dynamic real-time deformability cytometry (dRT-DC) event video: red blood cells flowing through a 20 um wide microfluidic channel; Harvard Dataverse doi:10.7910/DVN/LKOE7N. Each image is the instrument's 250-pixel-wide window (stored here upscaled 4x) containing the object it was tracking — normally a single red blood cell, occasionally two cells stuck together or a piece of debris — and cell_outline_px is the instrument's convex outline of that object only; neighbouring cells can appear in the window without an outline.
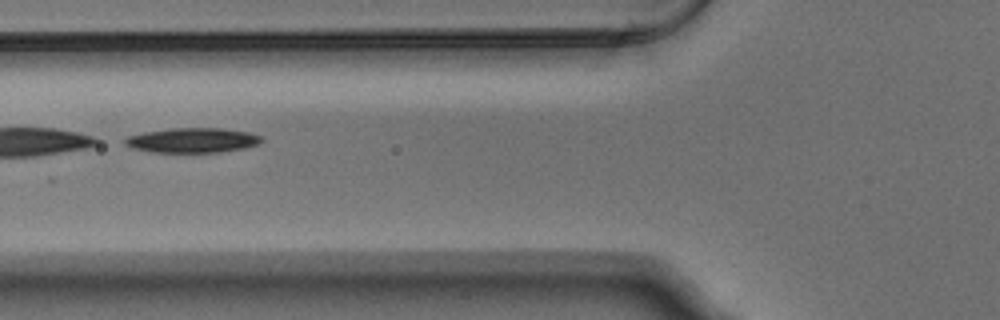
{"species": "Egyptian fruit bat (a non-hibernating species)", "species_latin": "Rousettus aegyptiacus", "temperature_condition": "warm", "stored_images_in_passage": 50, "segment_of_instrument_passage": [2, 2], "camera_frame_rate_fps": 3000, "um_per_image_px": 0.085, "animal": {"sex": "male"}, "frame": {"image": 1, "passage_image": 18, "time_ms": 5.667, "image_size_px": [1000, 320], "cell_outline_px": [[264, 140], [260, 144], [244, 148], [220, 152], [152, 152], [132, 148], [124, 144], [124, 140], [128, 136], [144, 132], [172, 128], [220, 128], [248, 132], [264, 136]], "centroid_in_image_um": [16.4, 11.92], "position_along_channel_um": 109.4, "area_um2": 19.83}}
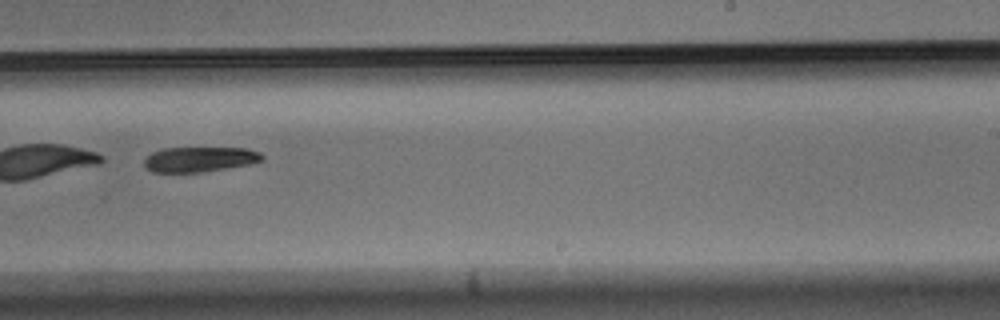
{"frame": {"image": 2, "passage_image": 31, "time_ms": 10.0, "image_size_px": [1000, 320], "cell_outline_px": [[264, 160], [248, 164], [200, 172], [152, 172], [144, 164], [144, 160], [152, 152], [164, 148], [244, 148], [260, 152], [264, 156]], "centroid_in_image_um": [16.97, 13.53], "position_along_channel_um": 272.0, "area_um2": 16.99}}